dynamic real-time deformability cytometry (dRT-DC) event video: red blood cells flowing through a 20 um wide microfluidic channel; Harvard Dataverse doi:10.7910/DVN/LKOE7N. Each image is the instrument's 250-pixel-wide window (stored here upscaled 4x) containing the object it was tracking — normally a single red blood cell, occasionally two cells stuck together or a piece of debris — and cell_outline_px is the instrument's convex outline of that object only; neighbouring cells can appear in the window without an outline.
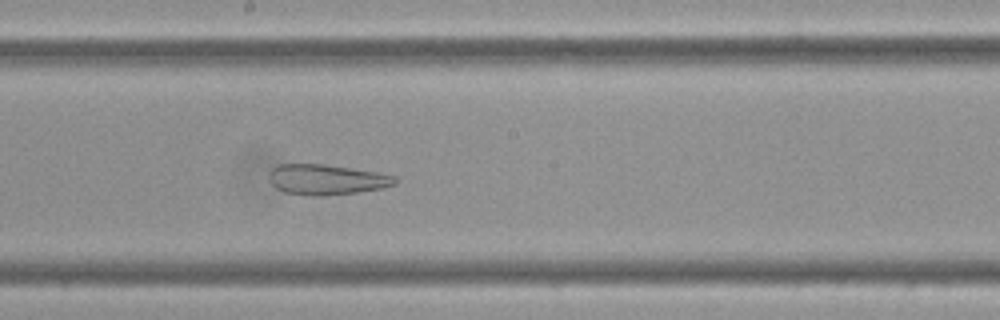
{"species": "Egyptian fruit bat (a non-hibernating species)", "species_latin": "Rousettus aegyptiacus", "temperature_condition": "cold", "stored_images_in_passage": 59, "camera_frame_rate_fps": 3000, "um_per_image_px": 0.085, "frame": {"image": 1, "passage_image": 32, "time_ms": 10.333, "image_size_px": [1000, 320], "cell_outline_px": [[396, 184], [384, 188], [356, 192], [324, 196], [308, 196], [284, 192], [276, 188], [272, 184], [272, 168], [280, 164], [324, 164], [352, 168], [376, 172], [396, 176]], "centroid_in_image_um": [27.8, 15.27], "position_along_channel_um": 220.4, "area_um2": 22.14}}
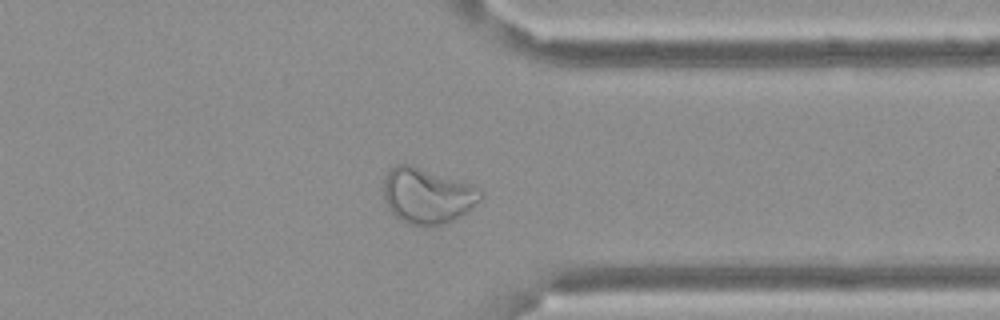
{"frame": {"image": 2, "passage_image": 46, "time_ms": 15.0, "image_size_px": [1000, 320], "cell_outline_px": [[484, 196], [468, 212], [444, 224], [408, 224], [400, 220], [388, 208], [384, 200], [384, 176], [396, 164], [412, 164], [464, 180], [484, 192]], "centroid_in_image_um": [36.34, 16.59], "position_along_channel_um": 375.1, "area_um2": 31.73}}
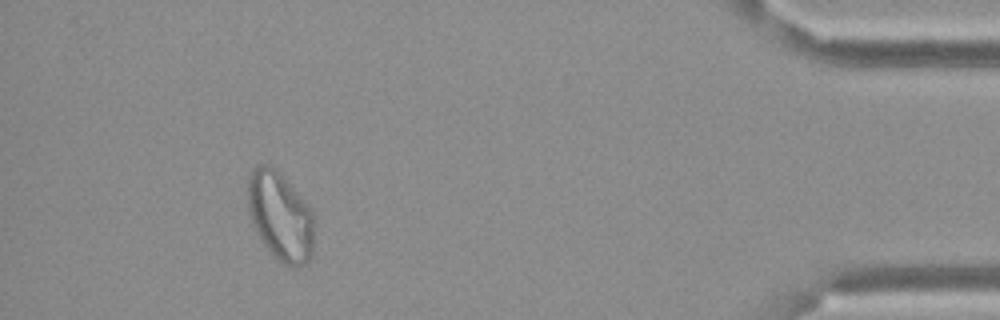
{"frame": {"image": 3, "passage_image": 54, "time_ms": 17.667, "image_size_px": [1000, 320], "cell_outline_px": [[312, 256], [304, 264], [296, 268], [292, 268], [284, 264], [264, 244], [256, 232], [252, 224], [248, 212], [248, 176], [252, 168], [260, 164], [268, 164], [300, 196], [312, 212]], "centroid_in_image_um": [23.78, 18.41], "position_along_channel_um": 411.4, "area_um2": 33.52}}